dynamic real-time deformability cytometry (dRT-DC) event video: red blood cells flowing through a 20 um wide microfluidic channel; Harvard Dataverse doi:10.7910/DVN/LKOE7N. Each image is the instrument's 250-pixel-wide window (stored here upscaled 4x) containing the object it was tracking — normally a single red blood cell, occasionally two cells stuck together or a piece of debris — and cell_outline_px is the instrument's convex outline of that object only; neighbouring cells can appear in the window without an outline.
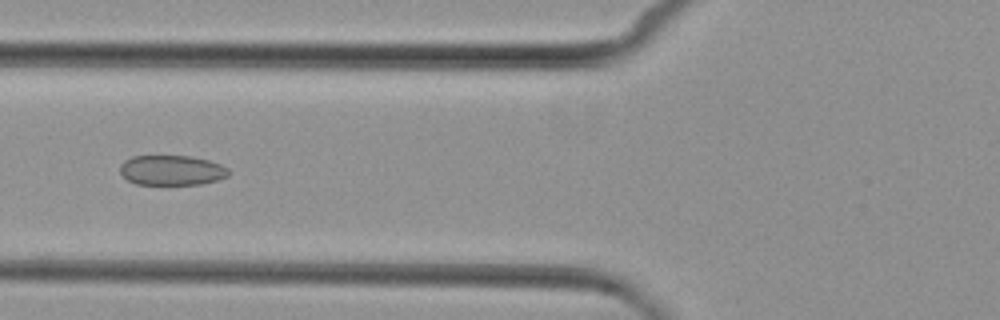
{"species": "common noctule bat (a hibernating species)", "species_latin": "Nyctalus noctula", "temperature_condition": "cold", "stored_images_in_passage": 5, "camera_frame_rate_fps": 3000, "um_per_image_px": 0.085, "animal": {"sex": "female", "body_mass_g": 29.2, "forearm_length_mm": 56.3}, "frame": {"image": 1, "passage_image": 5, "time_ms": 4.667, "image_size_px": [1000, 320], "cell_outline_px": [[232, 172], [228, 176], [216, 180], [200, 184], [136, 184], [128, 180], [120, 172], [120, 164], [124, 160], [132, 156], [188, 156], [208, 160], [220, 164], [228, 168]], "centroid_in_image_um": [14.6, 14.47], "position_along_channel_um": 111.2, "area_um2": 18.96}}